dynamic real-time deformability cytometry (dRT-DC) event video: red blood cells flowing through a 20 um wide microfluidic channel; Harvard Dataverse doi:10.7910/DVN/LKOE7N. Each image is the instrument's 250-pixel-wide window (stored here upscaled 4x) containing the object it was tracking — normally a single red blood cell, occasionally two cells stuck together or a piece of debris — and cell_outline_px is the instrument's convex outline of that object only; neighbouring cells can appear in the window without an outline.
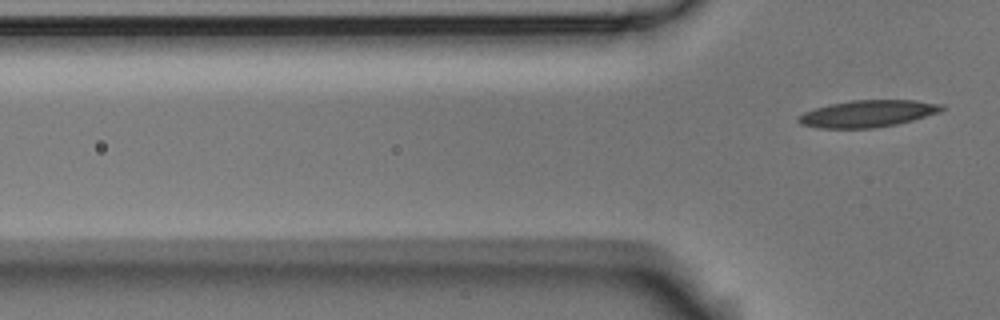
{"species": "Egyptian fruit bat (a non-hibernating species)", "species_latin": "Rousettus aegyptiacus", "temperature_condition": "room temperature", "stored_images_in_passage": 7, "segment_of_instrument_passage": [2, 2], "camera_frame_rate_fps": 3000, "um_per_image_px": 0.085, "animal": {"sex": "male"}, "frame": {"image": 1, "passage_image": 7, "time_ms": 7.0, "image_size_px": [1000, 320], "cell_outline_px": [[944, 108], [940, 112], [912, 120], [896, 124], [876, 128], [820, 128], [800, 124], [796, 120], [796, 116], [804, 112], [816, 108], [832, 104], [852, 100], [916, 100], [944, 104]], "centroid_in_image_um": [73.75, 9.66], "position_along_channel_um": 52.0, "area_um2": 22.48}}